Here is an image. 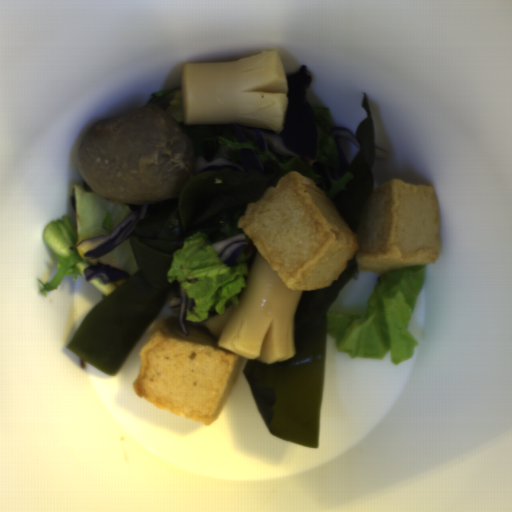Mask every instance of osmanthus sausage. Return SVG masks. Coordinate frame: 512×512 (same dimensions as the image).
<instances>
[{"label": "osmanthus sausage", "mask_w": 512, "mask_h": 512, "mask_svg": "<svg viewBox=\"0 0 512 512\" xmlns=\"http://www.w3.org/2000/svg\"><path fill=\"white\" fill-rule=\"evenodd\" d=\"M183 124L238 125L283 132L288 107L284 64L277 51L181 67Z\"/></svg>", "instance_id": "1"}, {"label": "osmanthus sausage", "mask_w": 512, "mask_h": 512, "mask_svg": "<svg viewBox=\"0 0 512 512\" xmlns=\"http://www.w3.org/2000/svg\"><path fill=\"white\" fill-rule=\"evenodd\" d=\"M304 290L286 286L257 250L238 306L204 322L221 349L273 364L295 355V320Z\"/></svg>", "instance_id": "2"}]
</instances>
